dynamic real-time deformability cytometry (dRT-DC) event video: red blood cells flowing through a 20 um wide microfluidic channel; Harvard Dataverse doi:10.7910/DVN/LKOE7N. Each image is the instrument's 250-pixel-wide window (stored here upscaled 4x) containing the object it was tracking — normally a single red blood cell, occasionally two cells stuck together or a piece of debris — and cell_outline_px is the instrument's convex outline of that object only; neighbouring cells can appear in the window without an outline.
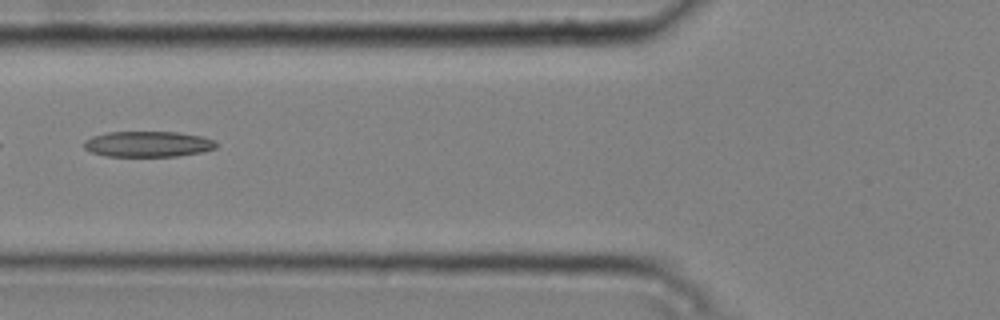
{"species": "common noctule bat (a hibernating species)", "species_latin": "Nyctalus noctula", "temperature_condition": "cold", "stored_images_in_passage": 5, "camera_frame_rate_fps": 3000, "um_per_image_px": 0.085, "animal": {"sex": "male", "body_mass_g": 20.4}, "frame": {"image": 1, "passage_image": 5, "time_ms": 1.333, "image_size_px": [1000, 320], "cell_outline_px": [[220, 144], [216, 148], [204, 152], [176, 156], [104, 156], [92, 152], [84, 148], [84, 140], [92, 136], [108, 132], [176, 132], [200, 136], [216, 140]], "centroid_in_image_um": [12.61, 12.25], "position_along_channel_um": 113.2, "area_um2": 19.94}}